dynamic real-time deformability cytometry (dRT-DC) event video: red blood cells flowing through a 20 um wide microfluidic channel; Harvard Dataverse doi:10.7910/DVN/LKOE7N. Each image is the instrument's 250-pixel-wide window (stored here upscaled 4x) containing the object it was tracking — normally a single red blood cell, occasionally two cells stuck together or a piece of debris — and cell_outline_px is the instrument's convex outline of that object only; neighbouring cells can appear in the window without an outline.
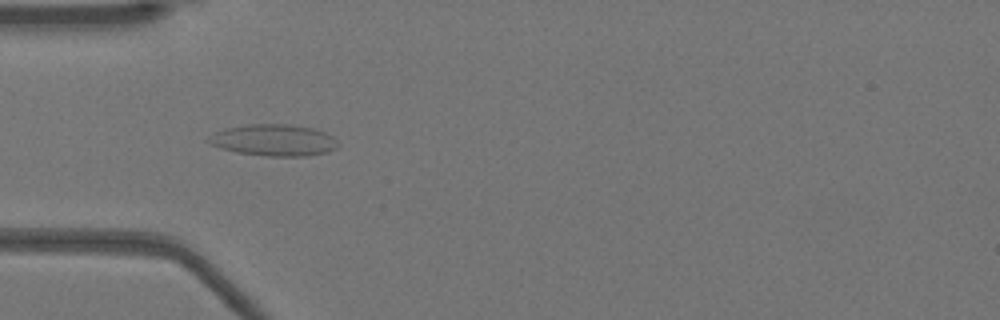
{"species": "Egyptian fruit bat (a non-hibernating species)", "species_latin": "Rousettus aegyptiacus", "temperature_condition": "warm", "stored_images_in_passage": 36, "camera_frame_rate_fps": 3000, "um_per_image_px": 0.085, "animal": {"sex": "female"}, "frame": {"image": 1, "passage_image": 3, "time_ms": 0.667, "image_size_px": [1000, 320], "cell_outline_px": [[340, 144], [336, 148], [324, 152], [308, 156], [268, 156], [236, 152], [220, 148], [204, 140], [216, 132], [224, 128], [248, 124], [288, 124], [312, 128], [324, 132], [332, 136]], "centroid_in_image_um": [23.25, 11.91], "position_along_channel_um": 61.7, "area_um2": 23.76}}
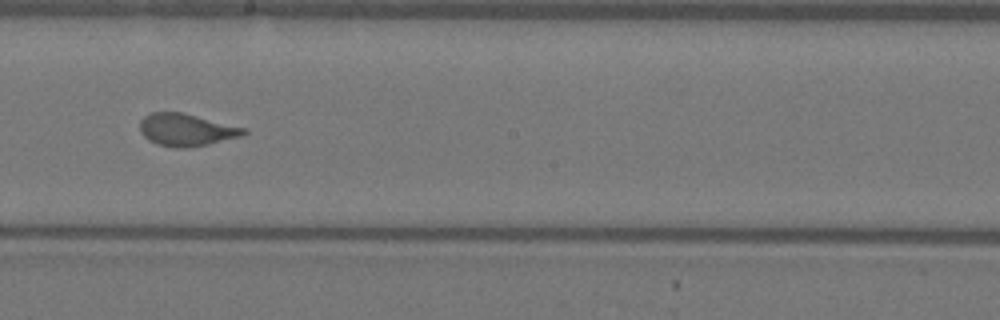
{"frame": {"image": 2, "passage_image": 16, "time_ms": 5.0, "image_size_px": [1000, 320], "cell_outline_px": [[248, 132], [244, 136], [208, 144], [188, 148], [176, 148], [156, 144], [148, 140], [140, 132], [140, 120], [144, 116], [152, 112], [180, 112], [248, 128]], "centroid_in_image_um": [15.86, 11.04], "position_along_channel_um": 232.3, "area_um2": 19.77}}
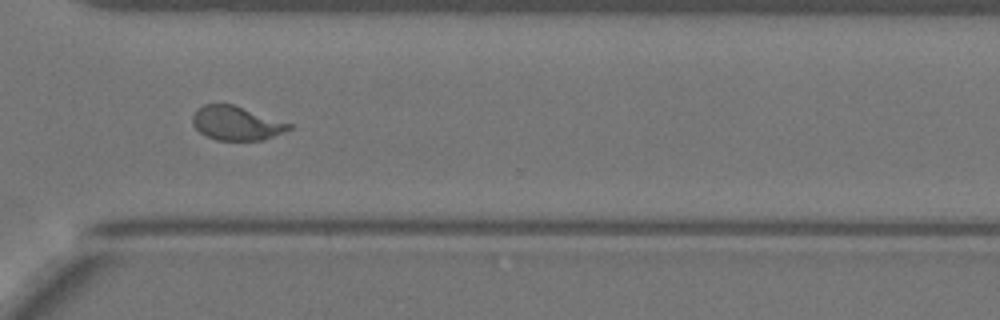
{"frame": {"image": 3, "passage_image": 25, "time_ms": 8.0, "image_size_px": [1000, 320], "cell_outline_px": [[292, 128], [272, 136], [260, 140], [216, 140], [204, 136], [192, 124], [192, 116], [204, 104], [232, 104], [292, 124]], "centroid_in_image_um": [20.06, 10.48], "position_along_channel_um": 350.5, "area_um2": 18.79}, "authors_computed_cell_mechanics": {"area_um2": 20.0855, "velocity_mm_per_s": 3.9519, "shape_relaxation_time_tau1_ms": 6.4557, "shape_relaxation_time_tau2_ms": null, "deformation_change_tau1": 0.1932, "deformation_change_tau2": null}}